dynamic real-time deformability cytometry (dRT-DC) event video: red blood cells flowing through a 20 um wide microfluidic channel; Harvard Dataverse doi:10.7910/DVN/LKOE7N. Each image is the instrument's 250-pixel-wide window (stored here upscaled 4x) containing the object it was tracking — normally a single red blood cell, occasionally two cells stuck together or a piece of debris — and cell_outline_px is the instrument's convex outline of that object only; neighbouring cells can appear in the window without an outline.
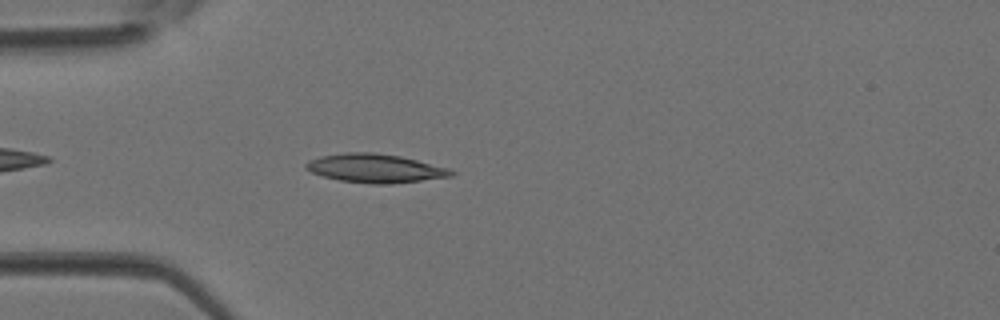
{"species": "Egyptian fruit bat (a non-hibernating species)", "species_latin": "Rousettus aegyptiacus", "temperature_condition": "room temperature", "stored_images_in_passage": 3, "camera_frame_rate_fps": 3000, "um_per_image_px": 0.085, "animal": {"sex": "female"}, "frame": {"image": 1, "passage_image": 3, "time_ms": 0.667, "image_size_px": [1000, 320], "cell_outline_px": [[456, 172], [452, 176], [420, 180], [384, 184], [372, 184], [340, 180], [324, 176], [312, 172], [304, 168], [304, 164], [308, 160], [320, 156], [344, 152], [376, 152], [400, 156], [448, 168]], "centroid_in_image_um": [31.84, 14.29], "position_along_channel_um": 53.2, "area_um2": 24.1}}